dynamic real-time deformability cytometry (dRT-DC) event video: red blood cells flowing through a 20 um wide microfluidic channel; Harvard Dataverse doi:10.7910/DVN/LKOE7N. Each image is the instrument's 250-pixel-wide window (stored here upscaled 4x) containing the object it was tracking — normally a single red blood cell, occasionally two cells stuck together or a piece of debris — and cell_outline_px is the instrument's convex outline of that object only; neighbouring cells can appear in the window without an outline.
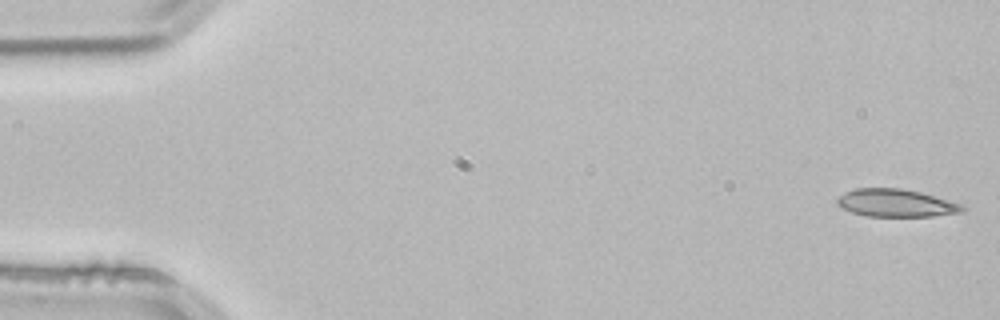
{"species": "common noctule bat (a hibernating species)", "species_latin": "Nyctalus noctula", "temperature_condition": "room temperature", "stored_images_in_passage": 52, "camera_frame_rate_fps": 3000, "um_per_image_px": 0.085, "animal": {"sex": "male", "body_mass_g": 21.5, "forearm_length_mm": 52.0}, "frame": {"image": 1, "passage_image": 1, "time_ms": 0.0, "image_size_px": [1000, 320], "cell_outline_px": [[964, 212], [932, 216], [868, 216], [852, 212], [836, 204], [836, 200], [844, 192], [856, 188], [900, 188], [920, 192], [964, 204]], "centroid_in_image_um": [76.18, 17.25], "position_along_channel_um": 8.8, "area_um2": 20.17}}
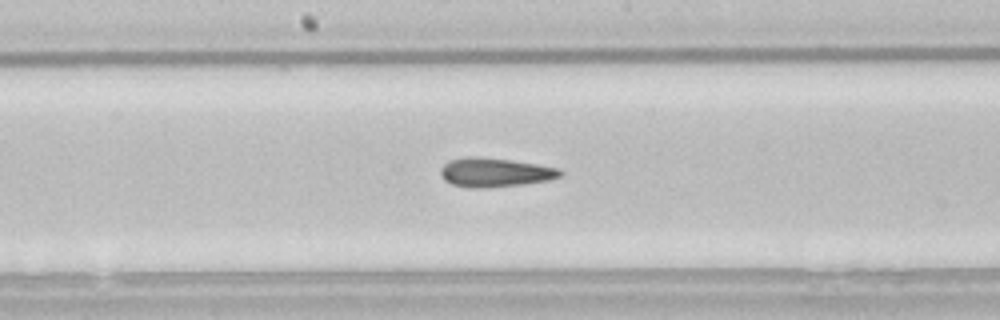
{"frame": {"image": 2, "passage_image": 27, "time_ms": 8.667, "image_size_px": [1000, 320], "cell_outline_px": [[564, 176], [548, 180], [520, 184], [480, 188], [472, 188], [452, 184], [444, 180], [440, 172], [440, 168], [448, 160], [464, 156], [476, 156], [508, 160], [536, 164], [560, 168], [564, 172]], "centroid_in_image_um": [42.06, 14.64], "position_along_channel_um": 206.1, "area_um2": 20.23}}
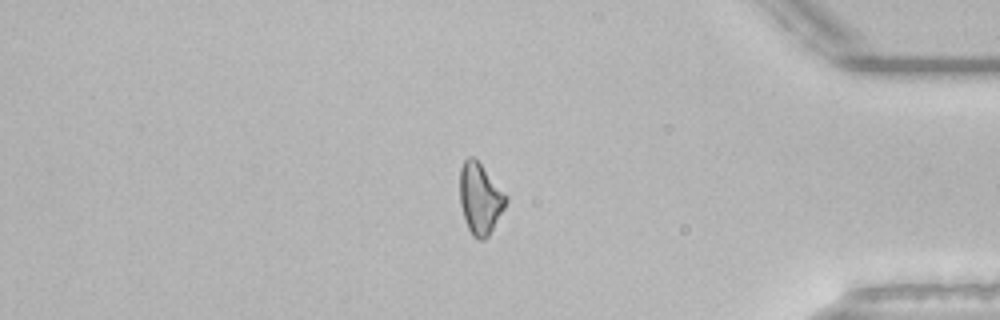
{"frame": {"image": 3, "passage_image": 44, "time_ms": 14.333, "image_size_px": [1000, 320], "cell_outline_px": [[508, 200], [504, 208], [488, 236], [484, 240], [476, 240], [472, 236], [468, 228], [460, 204], [460, 168], [464, 160], [468, 156], [472, 156], [480, 164], [508, 196]], "centroid_in_image_um": [40.8, 16.89], "position_along_channel_um": 394.4, "area_um2": 18.9}, "authors_computed_cell_mechanics": {"area_um2": 19.7676, "velocity_mm_per_s": 3.8566, "shape_relaxation_time_tau1_ms": null, "shape_relaxation_time_tau2_ms": 4.7078, "deformation_change_tau1": null, "deformation_change_tau2": 0.1182}}